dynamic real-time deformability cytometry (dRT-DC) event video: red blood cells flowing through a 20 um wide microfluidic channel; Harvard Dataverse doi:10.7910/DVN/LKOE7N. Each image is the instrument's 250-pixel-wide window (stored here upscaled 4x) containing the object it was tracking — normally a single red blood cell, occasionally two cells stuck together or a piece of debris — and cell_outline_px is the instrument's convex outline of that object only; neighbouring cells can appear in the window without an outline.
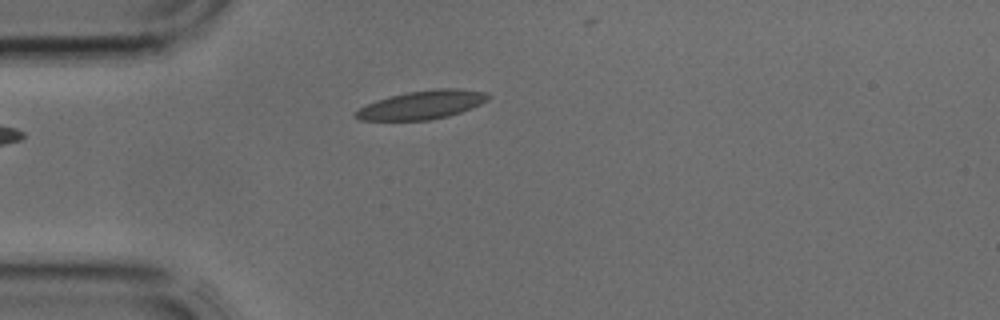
{"species": "common noctule bat (a hibernating species)", "species_latin": "Nyctalus noctula", "temperature_condition": "cold", "stored_images_in_passage": 2, "camera_frame_rate_fps": 3000, "um_per_image_px": 0.085, "animal": {"sex": "male", "body_mass_g": 17.9, "forearm_length_mm": 54.2}, "frame": {"image": 1, "passage_image": 1, "time_ms": 0.0, "image_size_px": [1000, 320], "cell_outline_px": [[488, 100], [472, 108], [448, 116], [428, 120], [360, 120], [352, 116], [352, 112], [376, 100], [408, 92], [436, 88], [460, 88], [488, 92]], "centroid_in_image_um": [35.87, 8.91], "position_along_channel_um": 49.1, "area_um2": 22.02}}